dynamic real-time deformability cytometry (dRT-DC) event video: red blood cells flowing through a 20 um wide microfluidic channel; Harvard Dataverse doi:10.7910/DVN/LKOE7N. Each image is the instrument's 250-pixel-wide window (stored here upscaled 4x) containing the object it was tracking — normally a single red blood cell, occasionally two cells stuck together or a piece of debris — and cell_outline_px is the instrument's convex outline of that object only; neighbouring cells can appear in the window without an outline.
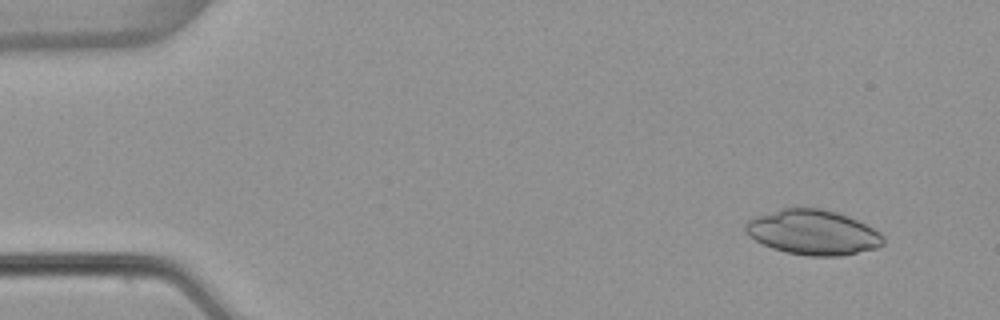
{"species": "common noctule bat (a hibernating species)", "species_latin": "Nyctalus noctula", "temperature_condition": "warm", "stored_images_in_passage": 49, "camera_frame_rate_fps": 3000, "um_per_image_px": 0.085, "animal": {"sex": "female", "body_mass_g": 22.7, "forearm_length_mm": 54.2}, "frame": {"image": 1, "passage_image": 1, "time_ms": 0.0, "image_size_px": [1000, 320], "cell_outline_px": [[884, 244], [876, 248], [840, 256], [808, 256], [784, 252], [772, 248], [748, 236], [744, 232], [744, 224], [748, 220], [756, 216], [784, 208], [820, 208], [836, 212], [848, 216], [880, 232], [884, 236]], "centroid_in_image_um": [69.08, 19.76], "position_along_channel_um": 15.9, "area_um2": 36.01}}